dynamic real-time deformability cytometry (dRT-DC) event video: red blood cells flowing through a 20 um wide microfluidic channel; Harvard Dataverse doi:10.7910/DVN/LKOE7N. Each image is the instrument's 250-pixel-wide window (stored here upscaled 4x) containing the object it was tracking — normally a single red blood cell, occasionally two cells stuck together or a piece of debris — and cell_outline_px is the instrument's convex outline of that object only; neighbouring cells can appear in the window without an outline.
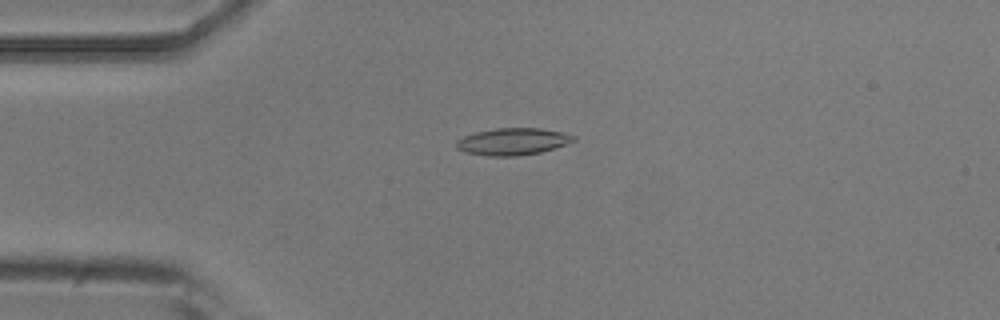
{"species": "common noctule bat (a hibernating species)", "species_latin": "Nyctalus noctula", "temperature_condition": "room temperature", "stored_images_in_passage": 52, "camera_frame_rate_fps": 3000, "um_per_image_px": 0.085, "animal": {"sex": "male", "body_mass_g": 20.5, "forearm_length_mm": 52.5}, "frame": {"image": 1, "passage_image": 12, "time_ms": 3.667, "image_size_px": [1000, 320], "cell_outline_px": [[576, 140], [540, 152], [520, 156], [488, 156], [468, 152], [456, 148], [456, 140], [464, 136], [476, 132], [496, 128], [540, 128], [560, 132], [576, 136]], "centroid_in_image_um": [43.56, 12.03], "position_along_channel_um": 41.4, "area_um2": 18.21}}
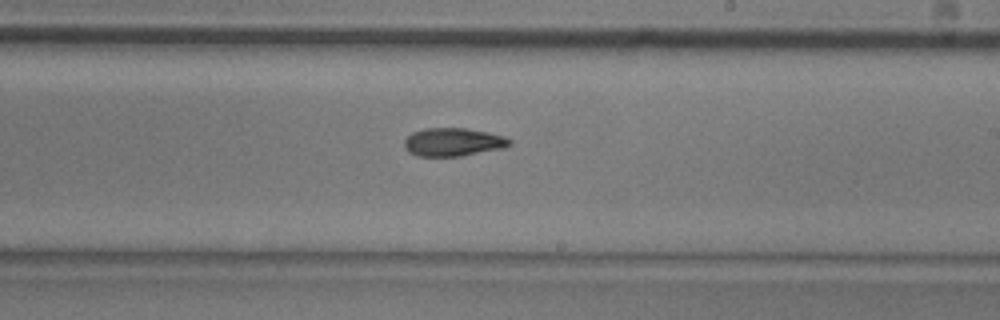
{"frame": {"image": 2, "passage_image": 30, "time_ms": 9.667, "image_size_px": [1000, 320], "cell_outline_px": [[512, 144], [500, 148], [460, 156], [416, 156], [408, 152], [404, 148], [404, 140], [412, 132], [424, 128], [464, 128], [488, 132], [504, 136], [512, 140]], "centroid_in_image_um": [38.47, 12.07], "position_along_channel_um": 250.5, "area_um2": 17.28}}
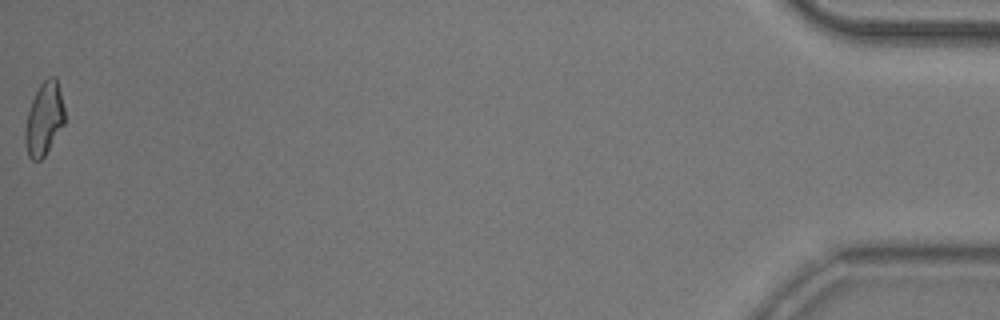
{"frame": {"image": 3, "passage_image": 52, "time_ms": 17.0, "image_size_px": [1000, 320], "cell_outline_px": [[64, 124], [44, 156], [40, 160], [32, 160], [28, 156], [24, 140], [24, 128], [28, 112], [32, 100], [40, 84], [48, 76], [56, 76], [64, 108]], "centroid_in_image_um": [3.73, 10.1], "position_along_channel_um": 431.5, "area_um2": 16.7}, "authors_computed_cell_mechanics": {"area_um2": 17.34, "velocity_mm_per_s": 3.8377, "shape_relaxation_time_tau1_ms": 3.5878, "shape_relaxation_time_tau2_ms": 4.157, "deformation_change_tau1": 0.1171, "deformation_change_tau2": 0.1183}}